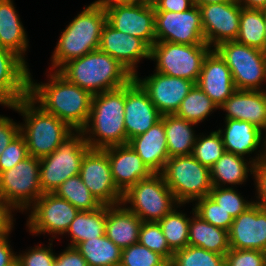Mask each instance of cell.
<instances>
[{
    "label": "cell",
    "mask_w": 266,
    "mask_h": 266,
    "mask_svg": "<svg viewBox=\"0 0 266 266\" xmlns=\"http://www.w3.org/2000/svg\"><path fill=\"white\" fill-rule=\"evenodd\" d=\"M47 76L49 81L40 84L32 80L29 73V97L74 131H81L88 121L93 95L68 82L57 71H50Z\"/></svg>",
    "instance_id": "obj_1"
},
{
    "label": "cell",
    "mask_w": 266,
    "mask_h": 266,
    "mask_svg": "<svg viewBox=\"0 0 266 266\" xmlns=\"http://www.w3.org/2000/svg\"><path fill=\"white\" fill-rule=\"evenodd\" d=\"M57 72L92 95L124 87L134 78L115 58L99 49L67 62Z\"/></svg>",
    "instance_id": "obj_2"
},
{
    "label": "cell",
    "mask_w": 266,
    "mask_h": 266,
    "mask_svg": "<svg viewBox=\"0 0 266 266\" xmlns=\"http://www.w3.org/2000/svg\"><path fill=\"white\" fill-rule=\"evenodd\" d=\"M124 108L125 86L93 95L88 121L81 130L90 149L128 144Z\"/></svg>",
    "instance_id": "obj_3"
},
{
    "label": "cell",
    "mask_w": 266,
    "mask_h": 266,
    "mask_svg": "<svg viewBox=\"0 0 266 266\" xmlns=\"http://www.w3.org/2000/svg\"><path fill=\"white\" fill-rule=\"evenodd\" d=\"M107 22L106 11L92 3L67 25L51 56V71H58L67 62L99 49L101 32Z\"/></svg>",
    "instance_id": "obj_4"
},
{
    "label": "cell",
    "mask_w": 266,
    "mask_h": 266,
    "mask_svg": "<svg viewBox=\"0 0 266 266\" xmlns=\"http://www.w3.org/2000/svg\"><path fill=\"white\" fill-rule=\"evenodd\" d=\"M10 109L23 116L20 133L30 156L41 159L53 153L74 130L56 116L45 112L28 96Z\"/></svg>",
    "instance_id": "obj_5"
},
{
    "label": "cell",
    "mask_w": 266,
    "mask_h": 266,
    "mask_svg": "<svg viewBox=\"0 0 266 266\" xmlns=\"http://www.w3.org/2000/svg\"><path fill=\"white\" fill-rule=\"evenodd\" d=\"M161 174L179 204L209 196L213 188L210 169L192 155L170 157Z\"/></svg>",
    "instance_id": "obj_6"
},
{
    "label": "cell",
    "mask_w": 266,
    "mask_h": 266,
    "mask_svg": "<svg viewBox=\"0 0 266 266\" xmlns=\"http://www.w3.org/2000/svg\"><path fill=\"white\" fill-rule=\"evenodd\" d=\"M121 203L143 222H159L179 205L161 173H152L129 187Z\"/></svg>",
    "instance_id": "obj_7"
},
{
    "label": "cell",
    "mask_w": 266,
    "mask_h": 266,
    "mask_svg": "<svg viewBox=\"0 0 266 266\" xmlns=\"http://www.w3.org/2000/svg\"><path fill=\"white\" fill-rule=\"evenodd\" d=\"M90 149L82 131H73L50 155L40 159V186L54 193L68 178L79 175L81 161Z\"/></svg>",
    "instance_id": "obj_8"
},
{
    "label": "cell",
    "mask_w": 266,
    "mask_h": 266,
    "mask_svg": "<svg viewBox=\"0 0 266 266\" xmlns=\"http://www.w3.org/2000/svg\"><path fill=\"white\" fill-rule=\"evenodd\" d=\"M212 48L208 44H175L155 42L150 47V59L162 74L197 83L204 58Z\"/></svg>",
    "instance_id": "obj_9"
},
{
    "label": "cell",
    "mask_w": 266,
    "mask_h": 266,
    "mask_svg": "<svg viewBox=\"0 0 266 266\" xmlns=\"http://www.w3.org/2000/svg\"><path fill=\"white\" fill-rule=\"evenodd\" d=\"M231 70L236 90H266V52L236 41H226L214 48Z\"/></svg>",
    "instance_id": "obj_10"
},
{
    "label": "cell",
    "mask_w": 266,
    "mask_h": 266,
    "mask_svg": "<svg viewBox=\"0 0 266 266\" xmlns=\"http://www.w3.org/2000/svg\"><path fill=\"white\" fill-rule=\"evenodd\" d=\"M42 194L40 159L29 155L0 173V198L15 211H28Z\"/></svg>",
    "instance_id": "obj_11"
},
{
    "label": "cell",
    "mask_w": 266,
    "mask_h": 266,
    "mask_svg": "<svg viewBox=\"0 0 266 266\" xmlns=\"http://www.w3.org/2000/svg\"><path fill=\"white\" fill-rule=\"evenodd\" d=\"M29 210L31 212L27 218L26 227L30 234L48 233L52 235V239L64 235L79 213L71 203L55 193H43Z\"/></svg>",
    "instance_id": "obj_12"
},
{
    "label": "cell",
    "mask_w": 266,
    "mask_h": 266,
    "mask_svg": "<svg viewBox=\"0 0 266 266\" xmlns=\"http://www.w3.org/2000/svg\"><path fill=\"white\" fill-rule=\"evenodd\" d=\"M156 42L206 44L198 6L184 12L155 11Z\"/></svg>",
    "instance_id": "obj_13"
},
{
    "label": "cell",
    "mask_w": 266,
    "mask_h": 266,
    "mask_svg": "<svg viewBox=\"0 0 266 266\" xmlns=\"http://www.w3.org/2000/svg\"><path fill=\"white\" fill-rule=\"evenodd\" d=\"M84 185L102 205H117L123 193L115 185L107 153L89 149L81 161L79 173Z\"/></svg>",
    "instance_id": "obj_14"
},
{
    "label": "cell",
    "mask_w": 266,
    "mask_h": 266,
    "mask_svg": "<svg viewBox=\"0 0 266 266\" xmlns=\"http://www.w3.org/2000/svg\"><path fill=\"white\" fill-rule=\"evenodd\" d=\"M198 7L206 44L214 49L220 43L236 40L241 16L237 0Z\"/></svg>",
    "instance_id": "obj_15"
},
{
    "label": "cell",
    "mask_w": 266,
    "mask_h": 266,
    "mask_svg": "<svg viewBox=\"0 0 266 266\" xmlns=\"http://www.w3.org/2000/svg\"><path fill=\"white\" fill-rule=\"evenodd\" d=\"M134 79L148 93L151 102L162 116L175 114L183 99L196 84L191 80L171 77L156 71L143 79L136 74Z\"/></svg>",
    "instance_id": "obj_16"
},
{
    "label": "cell",
    "mask_w": 266,
    "mask_h": 266,
    "mask_svg": "<svg viewBox=\"0 0 266 266\" xmlns=\"http://www.w3.org/2000/svg\"><path fill=\"white\" fill-rule=\"evenodd\" d=\"M107 22L116 30L143 40L149 47L156 42L155 9L138 2L106 10Z\"/></svg>",
    "instance_id": "obj_17"
},
{
    "label": "cell",
    "mask_w": 266,
    "mask_h": 266,
    "mask_svg": "<svg viewBox=\"0 0 266 266\" xmlns=\"http://www.w3.org/2000/svg\"><path fill=\"white\" fill-rule=\"evenodd\" d=\"M161 117L148 93L133 78L125 86L124 126L127 141L145 133L160 121Z\"/></svg>",
    "instance_id": "obj_18"
},
{
    "label": "cell",
    "mask_w": 266,
    "mask_h": 266,
    "mask_svg": "<svg viewBox=\"0 0 266 266\" xmlns=\"http://www.w3.org/2000/svg\"><path fill=\"white\" fill-rule=\"evenodd\" d=\"M99 50L115 58L133 76L143 58L150 60V47L140 38L120 32L108 22L103 26Z\"/></svg>",
    "instance_id": "obj_19"
},
{
    "label": "cell",
    "mask_w": 266,
    "mask_h": 266,
    "mask_svg": "<svg viewBox=\"0 0 266 266\" xmlns=\"http://www.w3.org/2000/svg\"><path fill=\"white\" fill-rule=\"evenodd\" d=\"M228 236L230 248L266 252V208L254 203L233 219Z\"/></svg>",
    "instance_id": "obj_20"
},
{
    "label": "cell",
    "mask_w": 266,
    "mask_h": 266,
    "mask_svg": "<svg viewBox=\"0 0 266 266\" xmlns=\"http://www.w3.org/2000/svg\"><path fill=\"white\" fill-rule=\"evenodd\" d=\"M29 73L18 55L0 47V105L10 108L29 96Z\"/></svg>",
    "instance_id": "obj_21"
},
{
    "label": "cell",
    "mask_w": 266,
    "mask_h": 266,
    "mask_svg": "<svg viewBox=\"0 0 266 266\" xmlns=\"http://www.w3.org/2000/svg\"><path fill=\"white\" fill-rule=\"evenodd\" d=\"M196 84L218 107L236 91L231 70L215 49L204 58Z\"/></svg>",
    "instance_id": "obj_22"
},
{
    "label": "cell",
    "mask_w": 266,
    "mask_h": 266,
    "mask_svg": "<svg viewBox=\"0 0 266 266\" xmlns=\"http://www.w3.org/2000/svg\"><path fill=\"white\" fill-rule=\"evenodd\" d=\"M103 150L108 155L113 181L122 193L152 174L129 144L112 146Z\"/></svg>",
    "instance_id": "obj_23"
},
{
    "label": "cell",
    "mask_w": 266,
    "mask_h": 266,
    "mask_svg": "<svg viewBox=\"0 0 266 266\" xmlns=\"http://www.w3.org/2000/svg\"><path fill=\"white\" fill-rule=\"evenodd\" d=\"M219 109L225 119L247 121L266 134V90H236Z\"/></svg>",
    "instance_id": "obj_24"
},
{
    "label": "cell",
    "mask_w": 266,
    "mask_h": 266,
    "mask_svg": "<svg viewBox=\"0 0 266 266\" xmlns=\"http://www.w3.org/2000/svg\"><path fill=\"white\" fill-rule=\"evenodd\" d=\"M224 122L225 128H219L218 132L226 152L245 158L254 151L257 153L259 147L261 151H266V134L262 130L247 121L225 119Z\"/></svg>",
    "instance_id": "obj_25"
},
{
    "label": "cell",
    "mask_w": 266,
    "mask_h": 266,
    "mask_svg": "<svg viewBox=\"0 0 266 266\" xmlns=\"http://www.w3.org/2000/svg\"><path fill=\"white\" fill-rule=\"evenodd\" d=\"M152 173H161L169 159L164 123L158 121L145 133L128 141Z\"/></svg>",
    "instance_id": "obj_26"
},
{
    "label": "cell",
    "mask_w": 266,
    "mask_h": 266,
    "mask_svg": "<svg viewBox=\"0 0 266 266\" xmlns=\"http://www.w3.org/2000/svg\"><path fill=\"white\" fill-rule=\"evenodd\" d=\"M255 157L247 160L234 153L224 152V154L210 168L211 182L213 187H233L232 185H242L248 176L253 175L254 165L266 157V151L258 150ZM250 172V173H249ZM250 174V175H248Z\"/></svg>",
    "instance_id": "obj_27"
},
{
    "label": "cell",
    "mask_w": 266,
    "mask_h": 266,
    "mask_svg": "<svg viewBox=\"0 0 266 266\" xmlns=\"http://www.w3.org/2000/svg\"><path fill=\"white\" fill-rule=\"evenodd\" d=\"M143 221L122 203L107 205L105 235L120 249L139 241V231Z\"/></svg>",
    "instance_id": "obj_28"
},
{
    "label": "cell",
    "mask_w": 266,
    "mask_h": 266,
    "mask_svg": "<svg viewBox=\"0 0 266 266\" xmlns=\"http://www.w3.org/2000/svg\"><path fill=\"white\" fill-rule=\"evenodd\" d=\"M14 6L13 0H0V47L12 51L27 64L24 54L29 41Z\"/></svg>",
    "instance_id": "obj_29"
},
{
    "label": "cell",
    "mask_w": 266,
    "mask_h": 266,
    "mask_svg": "<svg viewBox=\"0 0 266 266\" xmlns=\"http://www.w3.org/2000/svg\"><path fill=\"white\" fill-rule=\"evenodd\" d=\"M191 212L188 245L225 255L230 249L228 231L204 221L194 208Z\"/></svg>",
    "instance_id": "obj_30"
},
{
    "label": "cell",
    "mask_w": 266,
    "mask_h": 266,
    "mask_svg": "<svg viewBox=\"0 0 266 266\" xmlns=\"http://www.w3.org/2000/svg\"><path fill=\"white\" fill-rule=\"evenodd\" d=\"M161 120L164 123L169 158L191 155L198 136L194 131L197 124L175 114L164 115Z\"/></svg>",
    "instance_id": "obj_31"
},
{
    "label": "cell",
    "mask_w": 266,
    "mask_h": 266,
    "mask_svg": "<svg viewBox=\"0 0 266 266\" xmlns=\"http://www.w3.org/2000/svg\"><path fill=\"white\" fill-rule=\"evenodd\" d=\"M107 205H102L94 211H79L68 227L66 233L70 235L68 246L76 247L79 243L98 238L105 234Z\"/></svg>",
    "instance_id": "obj_32"
},
{
    "label": "cell",
    "mask_w": 266,
    "mask_h": 266,
    "mask_svg": "<svg viewBox=\"0 0 266 266\" xmlns=\"http://www.w3.org/2000/svg\"><path fill=\"white\" fill-rule=\"evenodd\" d=\"M76 249L88 266H119L121 262L122 249L105 234L79 243Z\"/></svg>",
    "instance_id": "obj_33"
},
{
    "label": "cell",
    "mask_w": 266,
    "mask_h": 266,
    "mask_svg": "<svg viewBox=\"0 0 266 266\" xmlns=\"http://www.w3.org/2000/svg\"><path fill=\"white\" fill-rule=\"evenodd\" d=\"M265 20L263 10L241 6L239 33L236 42L264 51Z\"/></svg>",
    "instance_id": "obj_34"
},
{
    "label": "cell",
    "mask_w": 266,
    "mask_h": 266,
    "mask_svg": "<svg viewBox=\"0 0 266 266\" xmlns=\"http://www.w3.org/2000/svg\"><path fill=\"white\" fill-rule=\"evenodd\" d=\"M219 107L195 84L188 95L183 99L176 116L192 123L203 122Z\"/></svg>",
    "instance_id": "obj_35"
},
{
    "label": "cell",
    "mask_w": 266,
    "mask_h": 266,
    "mask_svg": "<svg viewBox=\"0 0 266 266\" xmlns=\"http://www.w3.org/2000/svg\"><path fill=\"white\" fill-rule=\"evenodd\" d=\"M181 206L183 204H179L158 222L169 247L174 252L188 246L190 217L178 210Z\"/></svg>",
    "instance_id": "obj_36"
},
{
    "label": "cell",
    "mask_w": 266,
    "mask_h": 266,
    "mask_svg": "<svg viewBox=\"0 0 266 266\" xmlns=\"http://www.w3.org/2000/svg\"><path fill=\"white\" fill-rule=\"evenodd\" d=\"M54 193L67 200L79 211H94L102 206L84 185L80 175L68 178Z\"/></svg>",
    "instance_id": "obj_37"
},
{
    "label": "cell",
    "mask_w": 266,
    "mask_h": 266,
    "mask_svg": "<svg viewBox=\"0 0 266 266\" xmlns=\"http://www.w3.org/2000/svg\"><path fill=\"white\" fill-rule=\"evenodd\" d=\"M173 266H225V255L188 245L173 253Z\"/></svg>",
    "instance_id": "obj_38"
},
{
    "label": "cell",
    "mask_w": 266,
    "mask_h": 266,
    "mask_svg": "<svg viewBox=\"0 0 266 266\" xmlns=\"http://www.w3.org/2000/svg\"><path fill=\"white\" fill-rule=\"evenodd\" d=\"M225 148L222 137L218 130L212 131L209 135L202 133L198 135L193 146L192 156L203 166L209 169L224 154Z\"/></svg>",
    "instance_id": "obj_39"
},
{
    "label": "cell",
    "mask_w": 266,
    "mask_h": 266,
    "mask_svg": "<svg viewBox=\"0 0 266 266\" xmlns=\"http://www.w3.org/2000/svg\"><path fill=\"white\" fill-rule=\"evenodd\" d=\"M235 187H213L209 196L224 209L233 219L245 212L255 202L243 199L241 193Z\"/></svg>",
    "instance_id": "obj_40"
},
{
    "label": "cell",
    "mask_w": 266,
    "mask_h": 266,
    "mask_svg": "<svg viewBox=\"0 0 266 266\" xmlns=\"http://www.w3.org/2000/svg\"><path fill=\"white\" fill-rule=\"evenodd\" d=\"M140 244L171 261L174 251L169 247L158 222H143L139 231Z\"/></svg>",
    "instance_id": "obj_41"
},
{
    "label": "cell",
    "mask_w": 266,
    "mask_h": 266,
    "mask_svg": "<svg viewBox=\"0 0 266 266\" xmlns=\"http://www.w3.org/2000/svg\"><path fill=\"white\" fill-rule=\"evenodd\" d=\"M194 203L195 213L204 221L218 228L230 230L233 218L217 205L210 196L197 199Z\"/></svg>",
    "instance_id": "obj_42"
},
{
    "label": "cell",
    "mask_w": 266,
    "mask_h": 266,
    "mask_svg": "<svg viewBox=\"0 0 266 266\" xmlns=\"http://www.w3.org/2000/svg\"><path fill=\"white\" fill-rule=\"evenodd\" d=\"M167 260L144 245L135 243L121 251L119 266H162Z\"/></svg>",
    "instance_id": "obj_43"
},
{
    "label": "cell",
    "mask_w": 266,
    "mask_h": 266,
    "mask_svg": "<svg viewBox=\"0 0 266 266\" xmlns=\"http://www.w3.org/2000/svg\"><path fill=\"white\" fill-rule=\"evenodd\" d=\"M49 245L45 247L44 245L38 244L33 248L26 250L25 253L17 254V262L20 266H53L56 253L53 252V240L49 239ZM44 246V247H43Z\"/></svg>",
    "instance_id": "obj_44"
},
{
    "label": "cell",
    "mask_w": 266,
    "mask_h": 266,
    "mask_svg": "<svg viewBox=\"0 0 266 266\" xmlns=\"http://www.w3.org/2000/svg\"><path fill=\"white\" fill-rule=\"evenodd\" d=\"M27 143L20 133L14 138L0 156V173L14 167L18 162L28 157Z\"/></svg>",
    "instance_id": "obj_45"
},
{
    "label": "cell",
    "mask_w": 266,
    "mask_h": 266,
    "mask_svg": "<svg viewBox=\"0 0 266 266\" xmlns=\"http://www.w3.org/2000/svg\"><path fill=\"white\" fill-rule=\"evenodd\" d=\"M225 266H265V252L230 248L225 254Z\"/></svg>",
    "instance_id": "obj_46"
},
{
    "label": "cell",
    "mask_w": 266,
    "mask_h": 266,
    "mask_svg": "<svg viewBox=\"0 0 266 266\" xmlns=\"http://www.w3.org/2000/svg\"><path fill=\"white\" fill-rule=\"evenodd\" d=\"M253 179L256 188L255 203L266 208V157L254 165Z\"/></svg>",
    "instance_id": "obj_47"
},
{
    "label": "cell",
    "mask_w": 266,
    "mask_h": 266,
    "mask_svg": "<svg viewBox=\"0 0 266 266\" xmlns=\"http://www.w3.org/2000/svg\"><path fill=\"white\" fill-rule=\"evenodd\" d=\"M20 134V123L0 115V156L10 142Z\"/></svg>",
    "instance_id": "obj_48"
},
{
    "label": "cell",
    "mask_w": 266,
    "mask_h": 266,
    "mask_svg": "<svg viewBox=\"0 0 266 266\" xmlns=\"http://www.w3.org/2000/svg\"><path fill=\"white\" fill-rule=\"evenodd\" d=\"M53 266H88L76 247L67 246L63 252L56 255Z\"/></svg>",
    "instance_id": "obj_49"
},
{
    "label": "cell",
    "mask_w": 266,
    "mask_h": 266,
    "mask_svg": "<svg viewBox=\"0 0 266 266\" xmlns=\"http://www.w3.org/2000/svg\"><path fill=\"white\" fill-rule=\"evenodd\" d=\"M15 211L7 202L0 198V237L11 234L14 228V214Z\"/></svg>",
    "instance_id": "obj_50"
},
{
    "label": "cell",
    "mask_w": 266,
    "mask_h": 266,
    "mask_svg": "<svg viewBox=\"0 0 266 266\" xmlns=\"http://www.w3.org/2000/svg\"><path fill=\"white\" fill-rule=\"evenodd\" d=\"M8 237L9 234L0 237V266H13L17 262V253H14Z\"/></svg>",
    "instance_id": "obj_51"
},
{
    "label": "cell",
    "mask_w": 266,
    "mask_h": 266,
    "mask_svg": "<svg viewBox=\"0 0 266 266\" xmlns=\"http://www.w3.org/2000/svg\"><path fill=\"white\" fill-rule=\"evenodd\" d=\"M194 6L192 0H160L155 11L184 12Z\"/></svg>",
    "instance_id": "obj_52"
},
{
    "label": "cell",
    "mask_w": 266,
    "mask_h": 266,
    "mask_svg": "<svg viewBox=\"0 0 266 266\" xmlns=\"http://www.w3.org/2000/svg\"><path fill=\"white\" fill-rule=\"evenodd\" d=\"M134 2H136V0H96L92 2V4L106 11L117 5H126Z\"/></svg>",
    "instance_id": "obj_53"
},
{
    "label": "cell",
    "mask_w": 266,
    "mask_h": 266,
    "mask_svg": "<svg viewBox=\"0 0 266 266\" xmlns=\"http://www.w3.org/2000/svg\"><path fill=\"white\" fill-rule=\"evenodd\" d=\"M239 4L246 9L264 10L266 9V0H237Z\"/></svg>",
    "instance_id": "obj_54"
},
{
    "label": "cell",
    "mask_w": 266,
    "mask_h": 266,
    "mask_svg": "<svg viewBox=\"0 0 266 266\" xmlns=\"http://www.w3.org/2000/svg\"><path fill=\"white\" fill-rule=\"evenodd\" d=\"M193 4L196 6H202L207 4H214V3H223V2H229L234 0H192Z\"/></svg>",
    "instance_id": "obj_55"
},
{
    "label": "cell",
    "mask_w": 266,
    "mask_h": 266,
    "mask_svg": "<svg viewBox=\"0 0 266 266\" xmlns=\"http://www.w3.org/2000/svg\"><path fill=\"white\" fill-rule=\"evenodd\" d=\"M139 4H143L144 6L155 8L160 0H136Z\"/></svg>",
    "instance_id": "obj_56"
},
{
    "label": "cell",
    "mask_w": 266,
    "mask_h": 266,
    "mask_svg": "<svg viewBox=\"0 0 266 266\" xmlns=\"http://www.w3.org/2000/svg\"><path fill=\"white\" fill-rule=\"evenodd\" d=\"M264 20H265V39H264V52H266V9L263 10Z\"/></svg>",
    "instance_id": "obj_57"
},
{
    "label": "cell",
    "mask_w": 266,
    "mask_h": 266,
    "mask_svg": "<svg viewBox=\"0 0 266 266\" xmlns=\"http://www.w3.org/2000/svg\"><path fill=\"white\" fill-rule=\"evenodd\" d=\"M162 266H173L172 265V262L171 261H167L164 265H162Z\"/></svg>",
    "instance_id": "obj_58"
},
{
    "label": "cell",
    "mask_w": 266,
    "mask_h": 266,
    "mask_svg": "<svg viewBox=\"0 0 266 266\" xmlns=\"http://www.w3.org/2000/svg\"><path fill=\"white\" fill-rule=\"evenodd\" d=\"M13 266H20V265L18 264V262H16Z\"/></svg>",
    "instance_id": "obj_59"
}]
</instances>
